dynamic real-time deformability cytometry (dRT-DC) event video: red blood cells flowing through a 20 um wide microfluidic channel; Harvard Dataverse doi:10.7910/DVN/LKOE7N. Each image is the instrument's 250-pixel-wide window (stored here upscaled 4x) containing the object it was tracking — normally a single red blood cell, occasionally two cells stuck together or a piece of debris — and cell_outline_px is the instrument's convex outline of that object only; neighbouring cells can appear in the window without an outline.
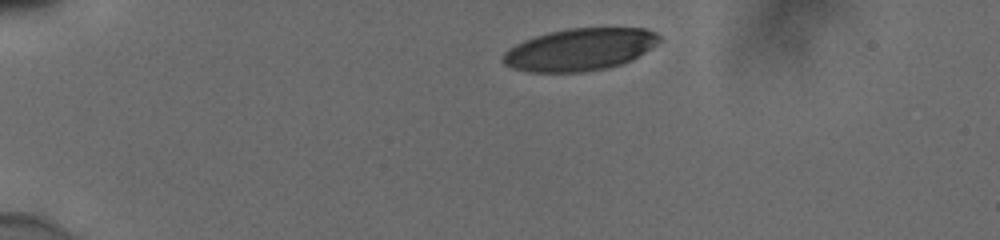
{"species": "human", "species_latin": "Homo sapiens", "temperature_condition": "cold", "stored_images_in_passage": 36, "camera_frame_rate_fps": 3000, "um_per_image_px": 0.085, "donor": {"sex": "male"}, "frame": {"image": 1, "passage_image": 1, "time_ms": 0.0, "image_size_px": [1000, 240], "cell_outline_px": [[660, 40], [656, 44], [632, 60], [624, 64], [608, 68], [584, 72], [528, 72], [512, 68], [504, 64], [500, 60], [504, 52], [508, 48], [524, 40], [548, 32], [568, 28], [644, 28], [656, 32], [660, 36]], "centroid_in_image_um": [49.26, 4.22], "position_along_channel_um": 35.7, "area_um2": 38.73}}
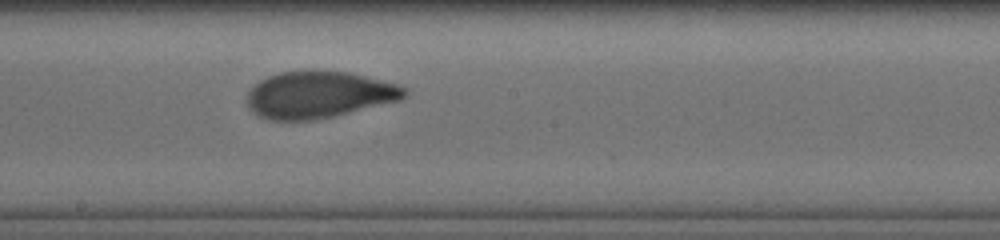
{"frame": {"image": 2, "passage_image": 21, "time_ms": 6.667, "image_size_px": [1000, 240], "cell_outline_px": [[408, 96], [400, 100], [332, 116], [312, 120], [272, 120], [260, 116], [248, 108], [248, 92], [260, 80], [268, 76], [280, 72], [348, 72], [396, 84], [408, 88]], "centroid_in_image_um": [27.12, 8.06], "position_along_channel_um": 221.1, "area_um2": 42.14}}
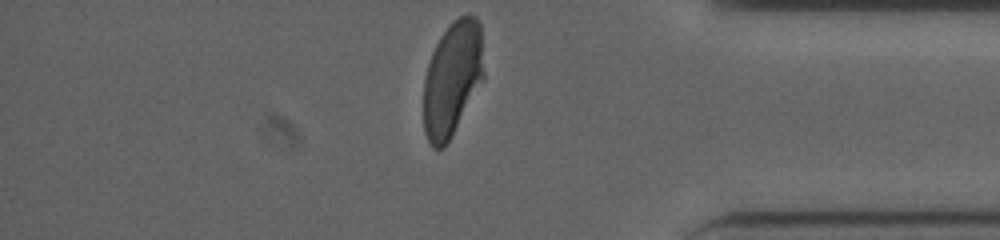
{"frame": {"image": 3, "passage_image": 36, "time_ms": 11.667, "image_size_px": [1000, 240], "cell_outline_px": [[484, 80], [444, 148], [432, 148], [424, 132], [424, 80], [428, 64], [432, 52], [440, 36], [452, 20], [460, 16], [476, 16], [480, 24], [484, 72]], "centroid_in_image_um": [38.45, 6.69], "position_along_channel_um": 396.7, "area_um2": 40.29}, "authors_computed_cell_mechanics": {"area_um2": 42.8876, "velocity_mm_per_s": 3.8504, "shape_relaxation_time_tau1_ms": 4.067, "shape_relaxation_time_tau2_ms": 0.8279, "deformation_change_tau1": 0.1755, "deformation_change_tau2": 0.0657}}